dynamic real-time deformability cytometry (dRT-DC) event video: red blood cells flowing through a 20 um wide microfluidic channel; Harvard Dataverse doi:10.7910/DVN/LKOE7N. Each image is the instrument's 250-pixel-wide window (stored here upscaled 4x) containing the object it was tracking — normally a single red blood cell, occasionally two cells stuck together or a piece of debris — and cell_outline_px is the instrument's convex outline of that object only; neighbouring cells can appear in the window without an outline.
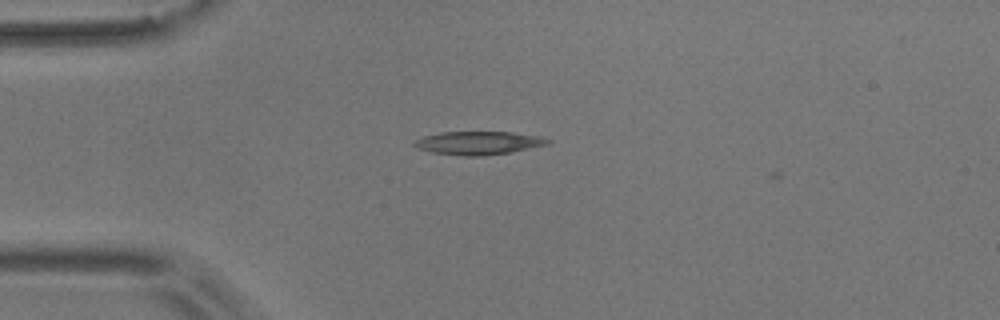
{"species": "common noctule bat (a hibernating species)", "species_latin": "Nyctalus noctula", "temperature_condition": "room temperature", "stored_images_in_passage": 4, "camera_frame_rate_fps": 3000, "um_per_image_px": 0.085, "animal": {"sex": "male", "body_mass_g": 17.9}, "frame": {"image": 1, "passage_image": 2, "time_ms": 0.333, "image_size_px": [1000, 320], "cell_outline_px": [[552, 140], [548, 144], [512, 152], [480, 156], [464, 156], [432, 152], [420, 148], [412, 144], [416, 140], [424, 136], [440, 132], [512, 132], [540, 136]], "centroid_in_image_um": [40.7, 12.15], "position_along_channel_um": 44.3, "area_um2": 17.98}}